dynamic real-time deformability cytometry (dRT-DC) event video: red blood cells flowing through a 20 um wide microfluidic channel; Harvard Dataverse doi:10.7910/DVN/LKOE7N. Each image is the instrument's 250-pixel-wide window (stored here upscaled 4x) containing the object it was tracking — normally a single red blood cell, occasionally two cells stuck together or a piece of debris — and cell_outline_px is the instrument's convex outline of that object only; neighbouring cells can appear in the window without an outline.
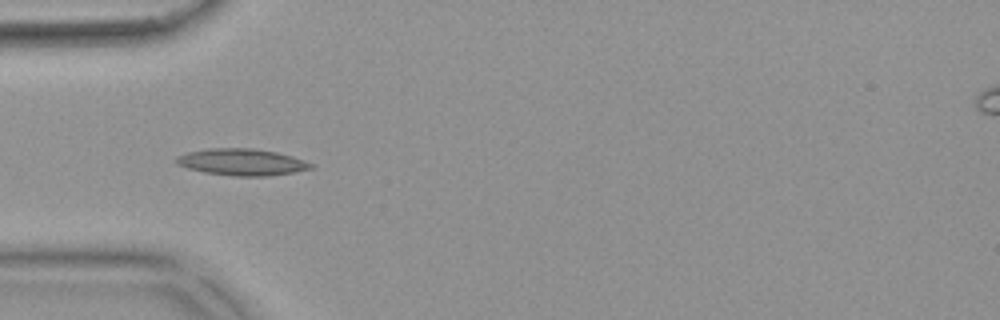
{"species": "common noctule bat (a hibernating species)", "species_latin": "Nyctalus noctula", "temperature_condition": "warm", "stored_images_in_passage": 54, "camera_frame_rate_fps": 3000, "um_per_image_px": 0.085, "animal": {"sex": "female", "body_mass_g": 18.4}, "frame": {"image": 1, "passage_image": 17, "time_ms": 5.333, "image_size_px": [1000, 320], "cell_outline_px": [[316, 164], [312, 168], [292, 172], [268, 176], [232, 176], [204, 172], [188, 168], [176, 164], [172, 160], [176, 156], [188, 152], [208, 148], [252, 148], [276, 152], [292, 156]], "centroid_in_image_um": [20.52, 13.77], "position_along_channel_um": 64.5, "area_um2": 21.04}}
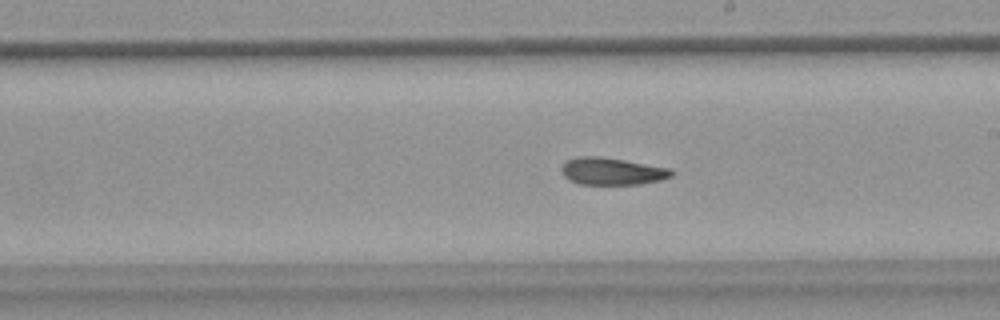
{"frame": {"image": 2, "passage_image": 31, "time_ms": 10.0, "image_size_px": [1000, 320], "cell_outline_px": [[676, 172], [672, 176], [660, 180], [640, 184], [580, 184], [568, 180], [560, 172], [560, 168], [568, 160], [576, 156], [600, 156], [672, 168]], "centroid_in_image_um": [52.03, 14.55], "position_along_channel_um": 237.0, "area_um2": 17.63}}
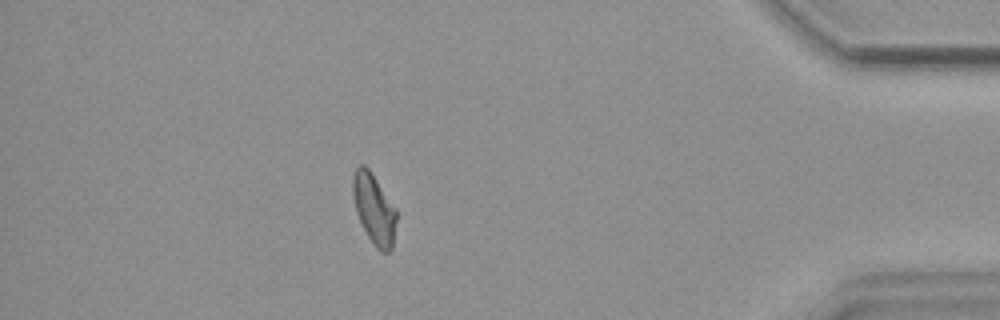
{"frame": {"image": 3, "passage_image": 48, "time_ms": 15.667, "image_size_px": [1000, 320], "cell_outline_px": [[396, 220], [392, 248], [388, 252], [380, 252], [376, 248], [368, 236], [356, 212], [352, 192], [352, 176], [356, 168], [360, 164], [364, 164], [368, 168], [396, 208]], "centroid_in_image_um": [31.78, 17.75], "position_along_channel_um": 403.4, "area_um2": 17.69}, "authors_computed_cell_mechanics": {"area_um2": 18.0336, "velocity_mm_per_s": 3.7222, "shape_relaxation_time_tau1_ms": 9.7873, "shape_relaxation_time_tau2_ms": 7.0148, "deformation_change_tau1": 0.2082, "deformation_change_tau2": 0.1508}}